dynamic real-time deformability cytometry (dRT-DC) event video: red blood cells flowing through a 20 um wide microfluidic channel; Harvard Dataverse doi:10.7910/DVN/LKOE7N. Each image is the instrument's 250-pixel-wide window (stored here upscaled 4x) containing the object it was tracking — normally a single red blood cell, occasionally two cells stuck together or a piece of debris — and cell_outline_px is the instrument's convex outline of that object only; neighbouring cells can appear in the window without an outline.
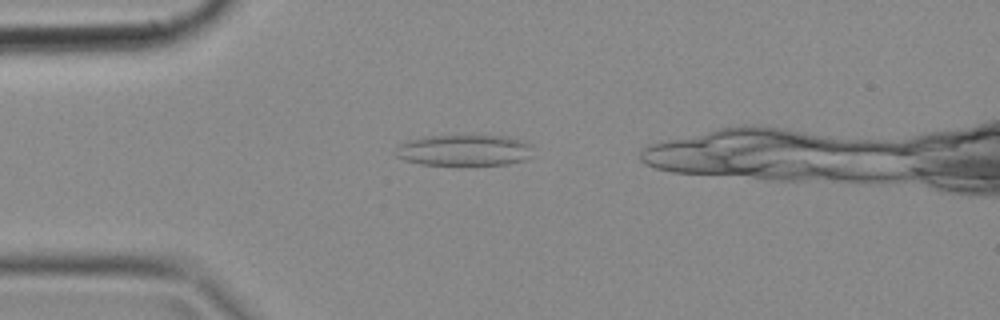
{"species": "common noctule bat (a hibernating species)", "species_latin": "Nyctalus noctula", "temperature_condition": "cold", "stored_images_in_passage": 34, "camera_frame_rate_fps": 3000, "um_per_image_px": 0.085, "animal": {"sex": "female", "body_mass_g": 18.4}, "frame": {"image": 1, "passage_image": 6, "time_ms": 1.667, "image_size_px": [1000, 320], "cell_outline_px": [[532, 156], [528, 160], [508, 164], [420, 164], [404, 160], [396, 156], [396, 148], [400, 144], [408, 140], [424, 136], [508, 136], [532, 144]], "centroid_in_image_um": [39.5, 12.77], "position_along_channel_um": 45.5, "area_um2": 24.91}}
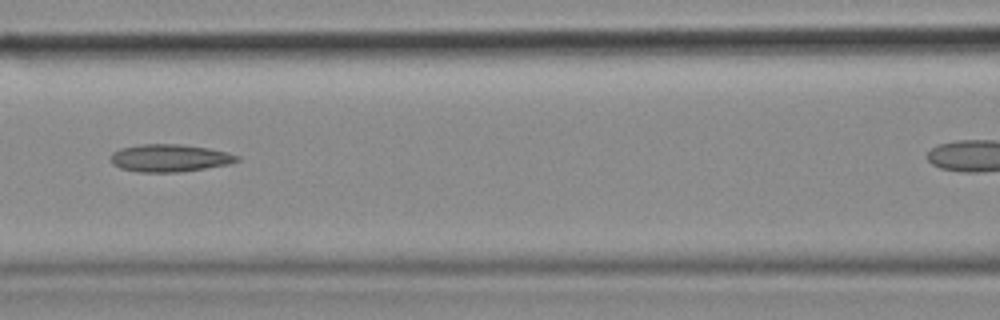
{"frame": {"image": 2, "passage_image": 15, "time_ms": 4.667, "image_size_px": [1000, 320], "cell_outline_px": [[240, 160], [232, 164], [180, 172], [140, 172], [120, 168], [112, 164], [112, 152], [120, 148], [140, 144], [180, 144], [208, 148], [228, 152], [240, 156]], "centroid_in_image_um": [14.46, 13.43], "position_along_channel_um": 152.1, "area_um2": 20.4}}